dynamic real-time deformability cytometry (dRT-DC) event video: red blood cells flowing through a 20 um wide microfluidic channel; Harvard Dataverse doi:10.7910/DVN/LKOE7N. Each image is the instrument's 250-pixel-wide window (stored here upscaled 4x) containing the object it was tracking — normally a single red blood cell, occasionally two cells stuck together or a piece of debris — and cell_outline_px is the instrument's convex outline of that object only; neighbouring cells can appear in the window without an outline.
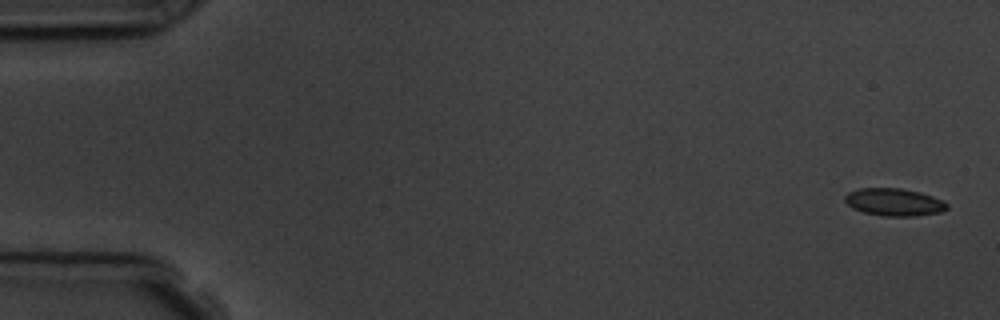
{"species": "common noctule bat (a hibernating species)", "species_latin": "Nyctalus noctula", "temperature_condition": "room temperature", "stored_images_in_passage": 5, "camera_frame_rate_fps": 3000, "um_per_image_px": 0.085, "animal": {"sex": "male", "body_mass_g": 19.5, "forearm_length_mm": 54.6}, "frame": {"image": 1, "passage_image": 1, "time_ms": 0.0, "image_size_px": [1000, 320], "cell_outline_px": [[948, 208], [940, 212], [916, 216], [884, 216], [864, 212], [852, 208], [844, 200], [844, 196], [848, 192], [856, 188], [900, 188], [920, 192], [944, 200], [948, 204]], "centroid_in_image_um": [75.99, 17.17], "position_along_channel_um": 9.0, "area_um2": 16.47}}
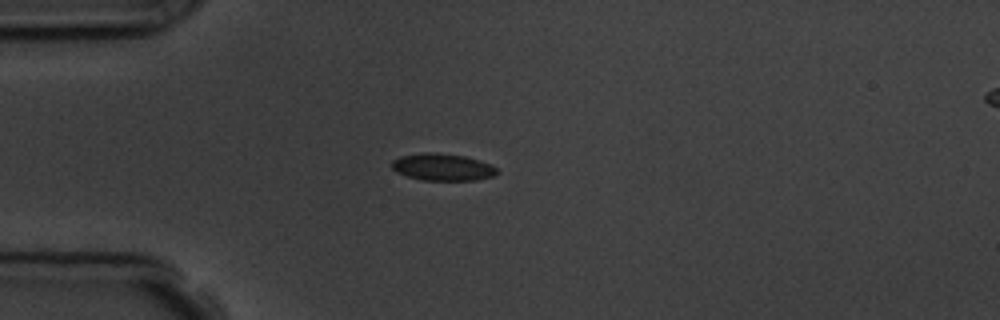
{"frame": {"image": 2, "passage_image": 5, "time_ms": 4.333, "image_size_px": [1000, 320], "cell_outline_px": [[500, 172], [492, 176], [476, 180], [424, 180], [408, 176], [396, 172], [392, 168], [392, 160], [400, 156], [424, 152], [436, 152], [464, 156], [480, 160], [492, 164]], "centroid_in_image_um": [37.63, 14.19], "position_along_channel_um": 47.4, "area_um2": 16.65}}